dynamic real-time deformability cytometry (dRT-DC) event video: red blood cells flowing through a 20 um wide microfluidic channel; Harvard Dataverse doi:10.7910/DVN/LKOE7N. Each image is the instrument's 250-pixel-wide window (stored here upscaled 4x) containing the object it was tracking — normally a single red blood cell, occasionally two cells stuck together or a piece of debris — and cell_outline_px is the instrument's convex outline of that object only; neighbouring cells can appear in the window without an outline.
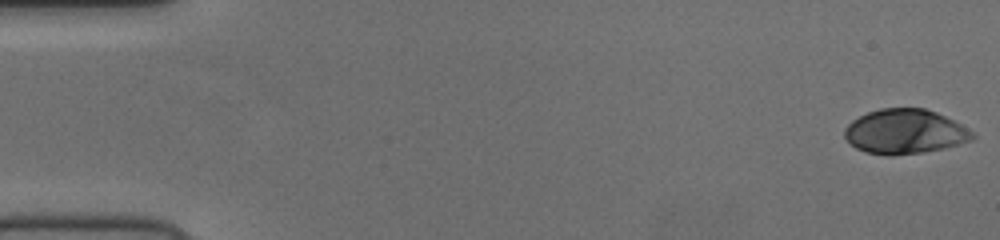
{"species": "human", "species_latin": "Homo sapiens", "temperature_condition": "cold", "stored_images_in_passage": 53, "camera_frame_rate_fps": 3000, "um_per_image_px": 0.085, "donor": {"sex": "female"}, "frame": {"image": 1, "passage_image": 1, "time_ms": 0.0, "image_size_px": [1000, 240], "cell_outline_px": [[976, 136], [972, 140], [944, 148], [924, 152], [892, 156], [888, 156], [864, 152], [856, 148], [844, 136], [844, 128], [852, 120], [868, 112], [880, 108], [924, 108], [936, 112], [960, 124], [972, 132]], "centroid_in_image_um": [76.89, 11.19], "position_along_channel_um": 8.1, "area_um2": 33.18}}
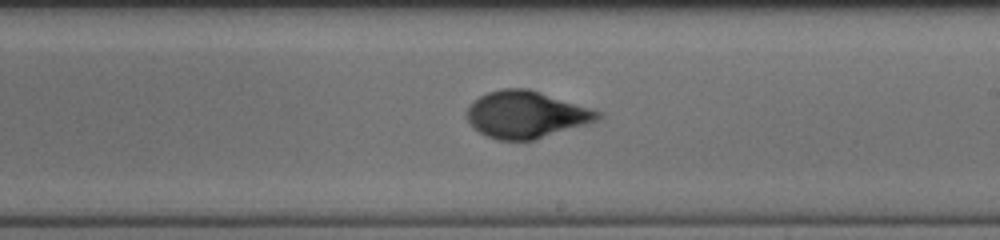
{"frame": {"image": 2, "passage_image": 31, "time_ms": 10.0, "image_size_px": [1000, 240], "cell_outline_px": [[604, 116], [600, 120], [536, 140], [496, 140], [480, 132], [468, 120], [468, 108], [480, 96], [488, 92], [504, 88], [528, 88], [592, 108], [600, 112]], "centroid_in_image_um": [44.79, 9.74], "position_along_channel_um": 244.2, "area_um2": 35.72}}
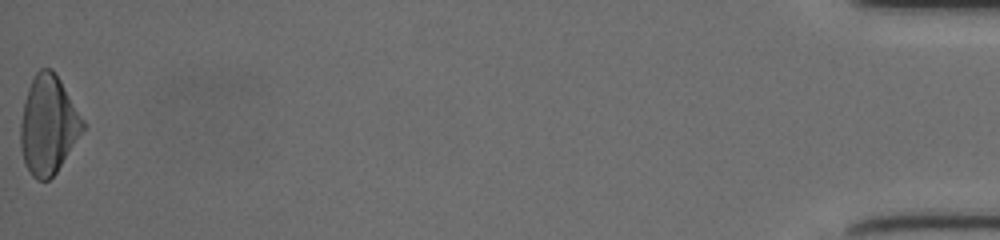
{"frame": {"image": 3, "passage_image": 53, "time_ms": 17.333, "image_size_px": [1000, 240], "cell_outline_px": [[84, 128], [56, 172], [48, 180], [36, 180], [32, 176], [24, 164], [20, 148], [20, 124], [24, 104], [28, 88], [36, 72], [40, 68], [52, 68], [60, 80], [84, 120]], "centroid_in_image_um": [4.07, 10.62], "position_along_channel_um": 431.1, "area_um2": 35.37}}